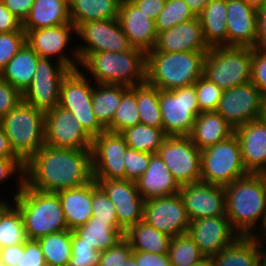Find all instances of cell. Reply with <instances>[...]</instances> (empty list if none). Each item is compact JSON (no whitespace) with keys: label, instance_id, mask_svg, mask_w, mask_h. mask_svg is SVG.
<instances>
[{"label":"cell","instance_id":"1","mask_svg":"<svg viewBox=\"0 0 266 266\" xmlns=\"http://www.w3.org/2000/svg\"><path fill=\"white\" fill-rule=\"evenodd\" d=\"M92 179L91 150L44 145L24 163V183L41 192L57 193Z\"/></svg>","mask_w":266,"mask_h":266},{"label":"cell","instance_id":"2","mask_svg":"<svg viewBox=\"0 0 266 266\" xmlns=\"http://www.w3.org/2000/svg\"><path fill=\"white\" fill-rule=\"evenodd\" d=\"M224 189L226 217L233 229L241 236L259 235L266 220L264 175L248 173L224 186Z\"/></svg>","mask_w":266,"mask_h":266},{"label":"cell","instance_id":"3","mask_svg":"<svg viewBox=\"0 0 266 266\" xmlns=\"http://www.w3.org/2000/svg\"><path fill=\"white\" fill-rule=\"evenodd\" d=\"M207 52L146 53V82L159 90H175L194 85L203 75Z\"/></svg>","mask_w":266,"mask_h":266},{"label":"cell","instance_id":"4","mask_svg":"<svg viewBox=\"0 0 266 266\" xmlns=\"http://www.w3.org/2000/svg\"><path fill=\"white\" fill-rule=\"evenodd\" d=\"M80 68L89 72L96 84L132 87L146 81V53L137 48L88 53L80 61Z\"/></svg>","mask_w":266,"mask_h":266},{"label":"cell","instance_id":"5","mask_svg":"<svg viewBox=\"0 0 266 266\" xmlns=\"http://www.w3.org/2000/svg\"><path fill=\"white\" fill-rule=\"evenodd\" d=\"M12 201L22 214L28 239L38 240L68 229L57 193L41 192L24 183Z\"/></svg>","mask_w":266,"mask_h":266},{"label":"cell","instance_id":"6","mask_svg":"<svg viewBox=\"0 0 266 266\" xmlns=\"http://www.w3.org/2000/svg\"><path fill=\"white\" fill-rule=\"evenodd\" d=\"M13 152L25 163L45 145V112L21 100L0 119Z\"/></svg>","mask_w":266,"mask_h":266},{"label":"cell","instance_id":"7","mask_svg":"<svg viewBox=\"0 0 266 266\" xmlns=\"http://www.w3.org/2000/svg\"><path fill=\"white\" fill-rule=\"evenodd\" d=\"M252 51L249 47L210 48L204 59L203 75L223 91L251 81Z\"/></svg>","mask_w":266,"mask_h":266},{"label":"cell","instance_id":"8","mask_svg":"<svg viewBox=\"0 0 266 266\" xmlns=\"http://www.w3.org/2000/svg\"><path fill=\"white\" fill-rule=\"evenodd\" d=\"M201 181L226 186L246 171L241 157V147L235 134L217 144L201 150Z\"/></svg>","mask_w":266,"mask_h":266},{"label":"cell","instance_id":"9","mask_svg":"<svg viewBox=\"0 0 266 266\" xmlns=\"http://www.w3.org/2000/svg\"><path fill=\"white\" fill-rule=\"evenodd\" d=\"M93 84L79 69L70 70L61 82L58 104L70 111L92 138L106 130L93 112Z\"/></svg>","mask_w":266,"mask_h":266},{"label":"cell","instance_id":"10","mask_svg":"<svg viewBox=\"0 0 266 266\" xmlns=\"http://www.w3.org/2000/svg\"><path fill=\"white\" fill-rule=\"evenodd\" d=\"M159 107L164 132L168 136H188L201 113L195 85L175 90H159Z\"/></svg>","mask_w":266,"mask_h":266},{"label":"cell","instance_id":"11","mask_svg":"<svg viewBox=\"0 0 266 266\" xmlns=\"http://www.w3.org/2000/svg\"><path fill=\"white\" fill-rule=\"evenodd\" d=\"M157 153L180 185L201 181V151L188 136H167Z\"/></svg>","mask_w":266,"mask_h":266},{"label":"cell","instance_id":"12","mask_svg":"<svg viewBox=\"0 0 266 266\" xmlns=\"http://www.w3.org/2000/svg\"><path fill=\"white\" fill-rule=\"evenodd\" d=\"M55 64L51 58L40 57L32 82L22 94L23 101L43 112L58 106L61 82L70 71L58 61Z\"/></svg>","mask_w":266,"mask_h":266},{"label":"cell","instance_id":"13","mask_svg":"<svg viewBox=\"0 0 266 266\" xmlns=\"http://www.w3.org/2000/svg\"><path fill=\"white\" fill-rule=\"evenodd\" d=\"M76 35L84 44L76 46L80 61L88 53L124 52L133 47L124 34L118 18L89 21L76 27Z\"/></svg>","mask_w":266,"mask_h":266},{"label":"cell","instance_id":"14","mask_svg":"<svg viewBox=\"0 0 266 266\" xmlns=\"http://www.w3.org/2000/svg\"><path fill=\"white\" fill-rule=\"evenodd\" d=\"M25 33L26 43L39 57L53 59L52 57L56 56L53 60L64 64L70 70L80 69V59L76 46H74L72 56L65 52L73 33L76 35V27L72 22L55 27L25 31Z\"/></svg>","mask_w":266,"mask_h":266},{"label":"cell","instance_id":"15","mask_svg":"<svg viewBox=\"0 0 266 266\" xmlns=\"http://www.w3.org/2000/svg\"><path fill=\"white\" fill-rule=\"evenodd\" d=\"M45 145L54 148L91 150L93 138L70 111L59 105L45 112Z\"/></svg>","mask_w":266,"mask_h":266},{"label":"cell","instance_id":"16","mask_svg":"<svg viewBox=\"0 0 266 266\" xmlns=\"http://www.w3.org/2000/svg\"><path fill=\"white\" fill-rule=\"evenodd\" d=\"M128 145L121 133L103 131L93 138V179H125L124 155Z\"/></svg>","mask_w":266,"mask_h":266},{"label":"cell","instance_id":"17","mask_svg":"<svg viewBox=\"0 0 266 266\" xmlns=\"http://www.w3.org/2000/svg\"><path fill=\"white\" fill-rule=\"evenodd\" d=\"M143 221L170 237L186 234L190 224L179 193L144 201Z\"/></svg>","mask_w":266,"mask_h":266},{"label":"cell","instance_id":"18","mask_svg":"<svg viewBox=\"0 0 266 266\" xmlns=\"http://www.w3.org/2000/svg\"><path fill=\"white\" fill-rule=\"evenodd\" d=\"M262 93L250 81L223 91L216 112L234 128L260 118Z\"/></svg>","mask_w":266,"mask_h":266},{"label":"cell","instance_id":"19","mask_svg":"<svg viewBox=\"0 0 266 266\" xmlns=\"http://www.w3.org/2000/svg\"><path fill=\"white\" fill-rule=\"evenodd\" d=\"M115 206L119 225L127 231L143 220L144 199L136 182L126 179H94Z\"/></svg>","mask_w":266,"mask_h":266},{"label":"cell","instance_id":"20","mask_svg":"<svg viewBox=\"0 0 266 266\" xmlns=\"http://www.w3.org/2000/svg\"><path fill=\"white\" fill-rule=\"evenodd\" d=\"M179 195L190 221L201 218L226 216L225 189L206 182L183 184Z\"/></svg>","mask_w":266,"mask_h":266},{"label":"cell","instance_id":"21","mask_svg":"<svg viewBox=\"0 0 266 266\" xmlns=\"http://www.w3.org/2000/svg\"><path fill=\"white\" fill-rule=\"evenodd\" d=\"M187 234L205 257H213L239 236L226 216L190 221Z\"/></svg>","mask_w":266,"mask_h":266},{"label":"cell","instance_id":"22","mask_svg":"<svg viewBox=\"0 0 266 266\" xmlns=\"http://www.w3.org/2000/svg\"><path fill=\"white\" fill-rule=\"evenodd\" d=\"M118 20L133 48L145 53L152 51L157 38L155 21L131 0H121Z\"/></svg>","mask_w":266,"mask_h":266},{"label":"cell","instance_id":"23","mask_svg":"<svg viewBox=\"0 0 266 266\" xmlns=\"http://www.w3.org/2000/svg\"><path fill=\"white\" fill-rule=\"evenodd\" d=\"M227 46L256 47L257 10L244 0H227Z\"/></svg>","mask_w":266,"mask_h":266},{"label":"cell","instance_id":"24","mask_svg":"<svg viewBox=\"0 0 266 266\" xmlns=\"http://www.w3.org/2000/svg\"><path fill=\"white\" fill-rule=\"evenodd\" d=\"M209 49L203 37L201 22L197 16L158 33L152 51L180 53L187 51L208 52Z\"/></svg>","mask_w":266,"mask_h":266},{"label":"cell","instance_id":"25","mask_svg":"<svg viewBox=\"0 0 266 266\" xmlns=\"http://www.w3.org/2000/svg\"><path fill=\"white\" fill-rule=\"evenodd\" d=\"M239 140L243 165L248 173L266 171V122L261 118L234 129Z\"/></svg>","mask_w":266,"mask_h":266},{"label":"cell","instance_id":"26","mask_svg":"<svg viewBox=\"0 0 266 266\" xmlns=\"http://www.w3.org/2000/svg\"><path fill=\"white\" fill-rule=\"evenodd\" d=\"M136 185L144 201L177 194L181 187L158 153L151 154L149 166Z\"/></svg>","mask_w":266,"mask_h":266},{"label":"cell","instance_id":"27","mask_svg":"<svg viewBox=\"0 0 266 266\" xmlns=\"http://www.w3.org/2000/svg\"><path fill=\"white\" fill-rule=\"evenodd\" d=\"M69 230L83 226L92 217V180L57 192Z\"/></svg>","mask_w":266,"mask_h":266},{"label":"cell","instance_id":"28","mask_svg":"<svg viewBox=\"0 0 266 266\" xmlns=\"http://www.w3.org/2000/svg\"><path fill=\"white\" fill-rule=\"evenodd\" d=\"M234 134V128L215 112H202L194 122L188 137L198 147L204 150L223 141Z\"/></svg>","mask_w":266,"mask_h":266},{"label":"cell","instance_id":"29","mask_svg":"<svg viewBox=\"0 0 266 266\" xmlns=\"http://www.w3.org/2000/svg\"><path fill=\"white\" fill-rule=\"evenodd\" d=\"M71 23L67 0H34L31 10L22 22L24 31L55 27Z\"/></svg>","mask_w":266,"mask_h":266},{"label":"cell","instance_id":"30","mask_svg":"<svg viewBox=\"0 0 266 266\" xmlns=\"http://www.w3.org/2000/svg\"><path fill=\"white\" fill-rule=\"evenodd\" d=\"M39 58L25 43L0 72V77L23 94L32 82Z\"/></svg>","mask_w":266,"mask_h":266},{"label":"cell","instance_id":"31","mask_svg":"<svg viewBox=\"0 0 266 266\" xmlns=\"http://www.w3.org/2000/svg\"><path fill=\"white\" fill-rule=\"evenodd\" d=\"M227 0H210L198 15L209 48L227 46Z\"/></svg>","mask_w":266,"mask_h":266},{"label":"cell","instance_id":"32","mask_svg":"<svg viewBox=\"0 0 266 266\" xmlns=\"http://www.w3.org/2000/svg\"><path fill=\"white\" fill-rule=\"evenodd\" d=\"M212 259L215 266H259L257 236L239 235Z\"/></svg>","mask_w":266,"mask_h":266},{"label":"cell","instance_id":"33","mask_svg":"<svg viewBox=\"0 0 266 266\" xmlns=\"http://www.w3.org/2000/svg\"><path fill=\"white\" fill-rule=\"evenodd\" d=\"M73 232L83 239V242L93 246L99 252L114 247L124 238V234L110 221L97 220V217H91L83 226L76 228Z\"/></svg>","mask_w":266,"mask_h":266},{"label":"cell","instance_id":"34","mask_svg":"<svg viewBox=\"0 0 266 266\" xmlns=\"http://www.w3.org/2000/svg\"><path fill=\"white\" fill-rule=\"evenodd\" d=\"M124 237L130 242L134 251H144L156 254H168L171 238L159 232L145 221L132 225Z\"/></svg>","mask_w":266,"mask_h":266},{"label":"cell","instance_id":"35","mask_svg":"<svg viewBox=\"0 0 266 266\" xmlns=\"http://www.w3.org/2000/svg\"><path fill=\"white\" fill-rule=\"evenodd\" d=\"M128 88L124 85L113 84L93 85V112L106 130L111 126L113 115L120 104L122 94Z\"/></svg>","mask_w":266,"mask_h":266},{"label":"cell","instance_id":"36","mask_svg":"<svg viewBox=\"0 0 266 266\" xmlns=\"http://www.w3.org/2000/svg\"><path fill=\"white\" fill-rule=\"evenodd\" d=\"M121 0H77L70 7V20L77 27L89 21L118 18Z\"/></svg>","mask_w":266,"mask_h":266},{"label":"cell","instance_id":"37","mask_svg":"<svg viewBox=\"0 0 266 266\" xmlns=\"http://www.w3.org/2000/svg\"><path fill=\"white\" fill-rule=\"evenodd\" d=\"M121 134L129 148L150 154L157 153L168 136L164 129L143 123L126 128Z\"/></svg>","mask_w":266,"mask_h":266},{"label":"cell","instance_id":"38","mask_svg":"<svg viewBox=\"0 0 266 266\" xmlns=\"http://www.w3.org/2000/svg\"><path fill=\"white\" fill-rule=\"evenodd\" d=\"M45 262L53 266H68L72 251V231L51 233L37 240Z\"/></svg>","mask_w":266,"mask_h":266},{"label":"cell","instance_id":"39","mask_svg":"<svg viewBox=\"0 0 266 266\" xmlns=\"http://www.w3.org/2000/svg\"><path fill=\"white\" fill-rule=\"evenodd\" d=\"M27 240L22 214L14 203L10 204L0 214V248L23 244Z\"/></svg>","mask_w":266,"mask_h":266},{"label":"cell","instance_id":"40","mask_svg":"<svg viewBox=\"0 0 266 266\" xmlns=\"http://www.w3.org/2000/svg\"><path fill=\"white\" fill-rule=\"evenodd\" d=\"M137 106L141 123L163 129L158 88L146 81L138 84Z\"/></svg>","mask_w":266,"mask_h":266},{"label":"cell","instance_id":"41","mask_svg":"<svg viewBox=\"0 0 266 266\" xmlns=\"http://www.w3.org/2000/svg\"><path fill=\"white\" fill-rule=\"evenodd\" d=\"M141 123L137 106V85L129 87L123 94L118 108L116 109L110 132L121 133L126 128Z\"/></svg>","mask_w":266,"mask_h":266},{"label":"cell","instance_id":"42","mask_svg":"<svg viewBox=\"0 0 266 266\" xmlns=\"http://www.w3.org/2000/svg\"><path fill=\"white\" fill-rule=\"evenodd\" d=\"M168 256L171 266H193L205 257L187 233L171 238Z\"/></svg>","mask_w":266,"mask_h":266},{"label":"cell","instance_id":"43","mask_svg":"<svg viewBox=\"0 0 266 266\" xmlns=\"http://www.w3.org/2000/svg\"><path fill=\"white\" fill-rule=\"evenodd\" d=\"M197 17L184 0H167L163 10L155 21L156 33L164 32L179 23Z\"/></svg>","mask_w":266,"mask_h":266},{"label":"cell","instance_id":"44","mask_svg":"<svg viewBox=\"0 0 266 266\" xmlns=\"http://www.w3.org/2000/svg\"><path fill=\"white\" fill-rule=\"evenodd\" d=\"M92 217H97V220L110 221L125 235L126 231L119 225L115 206L94 179H92Z\"/></svg>","mask_w":266,"mask_h":266},{"label":"cell","instance_id":"45","mask_svg":"<svg viewBox=\"0 0 266 266\" xmlns=\"http://www.w3.org/2000/svg\"><path fill=\"white\" fill-rule=\"evenodd\" d=\"M194 85L200 112H215L218 108L223 90L204 75Z\"/></svg>","mask_w":266,"mask_h":266},{"label":"cell","instance_id":"46","mask_svg":"<svg viewBox=\"0 0 266 266\" xmlns=\"http://www.w3.org/2000/svg\"><path fill=\"white\" fill-rule=\"evenodd\" d=\"M72 255L68 266H98L101 252L83 242L72 231Z\"/></svg>","mask_w":266,"mask_h":266},{"label":"cell","instance_id":"47","mask_svg":"<svg viewBox=\"0 0 266 266\" xmlns=\"http://www.w3.org/2000/svg\"><path fill=\"white\" fill-rule=\"evenodd\" d=\"M151 154L131 148L124 155L125 179L136 182L147 170Z\"/></svg>","mask_w":266,"mask_h":266},{"label":"cell","instance_id":"48","mask_svg":"<svg viewBox=\"0 0 266 266\" xmlns=\"http://www.w3.org/2000/svg\"><path fill=\"white\" fill-rule=\"evenodd\" d=\"M25 43V31L0 33V72Z\"/></svg>","mask_w":266,"mask_h":266},{"label":"cell","instance_id":"49","mask_svg":"<svg viewBox=\"0 0 266 266\" xmlns=\"http://www.w3.org/2000/svg\"><path fill=\"white\" fill-rule=\"evenodd\" d=\"M132 252L130 242L124 237L114 247L101 252L98 266H124Z\"/></svg>","mask_w":266,"mask_h":266},{"label":"cell","instance_id":"50","mask_svg":"<svg viewBox=\"0 0 266 266\" xmlns=\"http://www.w3.org/2000/svg\"><path fill=\"white\" fill-rule=\"evenodd\" d=\"M17 173L18 190L13 192V199L21 191L24 184V162L20 158H1L0 157V184L8 181L9 178L14 177Z\"/></svg>","mask_w":266,"mask_h":266},{"label":"cell","instance_id":"51","mask_svg":"<svg viewBox=\"0 0 266 266\" xmlns=\"http://www.w3.org/2000/svg\"><path fill=\"white\" fill-rule=\"evenodd\" d=\"M251 82L262 94L266 93V49L253 48Z\"/></svg>","mask_w":266,"mask_h":266},{"label":"cell","instance_id":"52","mask_svg":"<svg viewBox=\"0 0 266 266\" xmlns=\"http://www.w3.org/2000/svg\"><path fill=\"white\" fill-rule=\"evenodd\" d=\"M22 100V94L0 77V119Z\"/></svg>","mask_w":266,"mask_h":266},{"label":"cell","instance_id":"53","mask_svg":"<svg viewBox=\"0 0 266 266\" xmlns=\"http://www.w3.org/2000/svg\"><path fill=\"white\" fill-rule=\"evenodd\" d=\"M45 263L44 254L37 240L28 239L21 244V260L18 266H42Z\"/></svg>","mask_w":266,"mask_h":266},{"label":"cell","instance_id":"54","mask_svg":"<svg viewBox=\"0 0 266 266\" xmlns=\"http://www.w3.org/2000/svg\"><path fill=\"white\" fill-rule=\"evenodd\" d=\"M132 256L135 258L138 266H171L168 254L133 250Z\"/></svg>","mask_w":266,"mask_h":266},{"label":"cell","instance_id":"55","mask_svg":"<svg viewBox=\"0 0 266 266\" xmlns=\"http://www.w3.org/2000/svg\"><path fill=\"white\" fill-rule=\"evenodd\" d=\"M24 31L22 21L13 15L0 1V33Z\"/></svg>","mask_w":266,"mask_h":266},{"label":"cell","instance_id":"56","mask_svg":"<svg viewBox=\"0 0 266 266\" xmlns=\"http://www.w3.org/2000/svg\"><path fill=\"white\" fill-rule=\"evenodd\" d=\"M6 8L22 22L28 16L34 0H1Z\"/></svg>","mask_w":266,"mask_h":266},{"label":"cell","instance_id":"57","mask_svg":"<svg viewBox=\"0 0 266 266\" xmlns=\"http://www.w3.org/2000/svg\"><path fill=\"white\" fill-rule=\"evenodd\" d=\"M146 15L154 21L157 20L167 0H131Z\"/></svg>","mask_w":266,"mask_h":266},{"label":"cell","instance_id":"58","mask_svg":"<svg viewBox=\"0 0 266 266\" xmlns=\"http://www.w3.org/2000/svg\"><path fill=\"white\" fill-rule=\"evenodd\" d=\"M21 260V244L0 248V266H18Z\"/></svg>","mask_w":266,"mask_h":266},{"label":"cell","instance_id":"59","mask_svg":"<svg viewBox=\"0 0 266 266\" xmlns=\"http://www.w3.org/2000/svg\"><path fill=\"white\" fill-rule=\"evenodd\" d=\"M256 48L266 49V5L257 10Z\"/></svg>","mask_w":266,"mask_h":266},{"label":"cell","instance_id":"60","mask_svg":"<svg viewBox=\"0 0 266 266\" xmlns=\"http://www.w3.org/2000/svg\"><path fill=\"white\" fill-rule=\"evenodd\" d=\"M0 157L1 158H19L12 150L9 140L0 125Z\"/></svg>","mask_w":266,"mask_h":266},{"label":"cell","instance_id":"61","mask_svg":"<svg viewBox=\"0 0 266 266\" xmlns=\"http://www.w3.org/2000/svg\"><path fill=\"white\" fill-rule=\"evenodd\" d=\"M257 252L259 257V266H266V238L257 237Z\"/></svg>","mask_w":266,"mask_h":266},{"label":"cell","instance_id":"62","mask_svg":"<svg viewBox=\"0 0 266 266\" xmlns=\"http://www.w3.org/2000/svg\"><path fill=\"white\" fill-rule=\"evenodd\" d=\"M184 1L196 16H198L206 7V5L210 2V0H184Z\"/></svg>","mask_w":266,"mask_h":266},{"label":"cell","instance_id":"63","mask_svg":"<svg viewBox=\"0 0 266 266\" xmlns=\"http://www.w3.org/2000/svg\"><path fill=\"white\" fill-rule=\"evenodd\" d=\"M249 5H251L254 9L259 10L266 5V0H244Z\"/></svg>","mask_w":266,"mask_h":266},{"label":"cell","instance_id":"64","mask_svg":"<svg viewBox=\"0 0 266 266\" xmlns=\"http://www.w3.org/2000/svg\"><path fill=\"white\" fill-rule=\"evenodd\" d=\"M193 266H215L212 257H204L200 262L194 264Z\"/></svg>","mask_w":266,"mask_h":266},{"label":"cell","instance_id":"65","mask_svg":"<svg viewBox=\"0 0 266 266\" xmlns=\"http://www.w3.org/2000/svg\"><path fill=\"white\" fill-rule=\"evenodd\" d=\"M260 118L266 122V93L262 94Z\"/></svg>","mask_w":266,"mask_h":266},{"label":"cell","instance_id":"66","mask_svg":"<svg viewBox=\"0 0 266 266\" xmlns=\"http://www.w3.org/2000/svg\"><path fill=\"white\" fill-rule=\"evenodd\" d=\"M10 205L9 201L6 199L0 198V214Z\"/></svg>","mask_w":266,"mask_h":266},{"label":"cell","instance_id":"67","mask_svg":"<svg viewBox=\"0 0 266 266\" xmlns=\"http://www.w3.org/2000/svg\"><path fill=\"white\" fill-rule=\"evenodd\" d=\"M124 266H138L135 258L131 255L130 258L126 261Z\"/></svg>","mask_w":266,"mask_h":266},{"label":"cell","instance_id":"68","mask_svg":"<svg viewBox=\"0 0 266 266\" xmlns=\"http://www.w3.org/2000/svg\"><path fill=\"white\" fill-rule=\"evenodd\" d=\"M259 233H260V235H256L257 237H264V238H266V220H265V223H264V225L262 227L261 232H259Z\"/></svg>","mask_w":266,"mask_h":266},{"label":"cell","instance_id":"69","mask_svg":"<svg viewBox=\"0 0 266 266\" xmlns=\"http://www.w3.org/2000/svg\"><path fill=\"white\" fill-rule=\"evenodd\" d=\"M77 0H67L68 7L70 8Z\"/></svg>","mask_w":266,"mask_h":266},{"label":"cell","instance_id":"70","mask_svg":"<svg viewBox=\"0 0 266 266\" xmlns=\"http://www.w3.org/2000/svg\"><path fill=\"white\" fill-rule=\"evenodd\" d=\"M42 266H53V265H50V264L45 263Z\"/></svg>","mask_w":266,"mask_h":266}]
</instances>
